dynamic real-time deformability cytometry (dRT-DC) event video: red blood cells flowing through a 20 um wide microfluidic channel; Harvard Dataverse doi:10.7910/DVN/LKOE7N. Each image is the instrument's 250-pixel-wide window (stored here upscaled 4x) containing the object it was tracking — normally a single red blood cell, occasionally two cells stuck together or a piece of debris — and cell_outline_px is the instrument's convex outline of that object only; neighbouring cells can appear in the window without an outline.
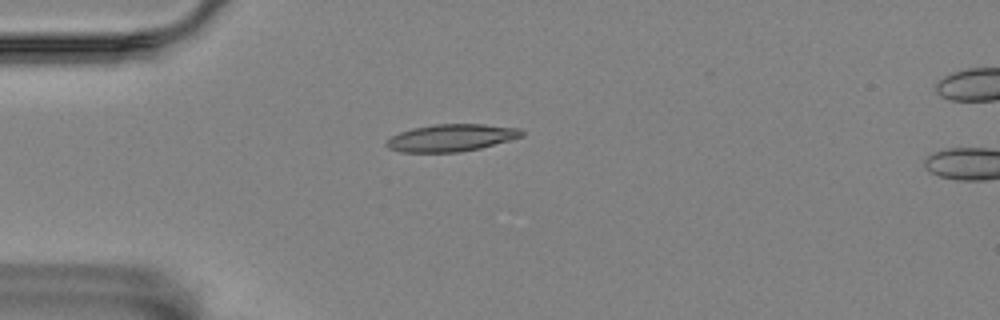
{"species": "Egyptian fruit bat (a non-hibernating species)", "species_latin": "Rousettus aegyptiacus", "temperature_condition": "room temperature", "stored_images_in_passage": 2, "camera_frame_rate_fps": 3000, "um_per_image_px": 0.085, "animal": {"sex": "female"}, "frame": {"image": 1, "passage_image": 1, "time_ms": 0.0, "image_size_px": [1000, 320], "cell_outline_px": [[524, 136], [480, 148], [460, 152], [400, 152], [388, 148], [384, 144], [392, 136], [400, 132], [412, 128], [432, 124], [484, 124], [520, 128], [524, 132]], "centroid_in_image_um": [38.36, 11.71], "position_along_channel_um": 46.6, "area_um2": 21.5}}